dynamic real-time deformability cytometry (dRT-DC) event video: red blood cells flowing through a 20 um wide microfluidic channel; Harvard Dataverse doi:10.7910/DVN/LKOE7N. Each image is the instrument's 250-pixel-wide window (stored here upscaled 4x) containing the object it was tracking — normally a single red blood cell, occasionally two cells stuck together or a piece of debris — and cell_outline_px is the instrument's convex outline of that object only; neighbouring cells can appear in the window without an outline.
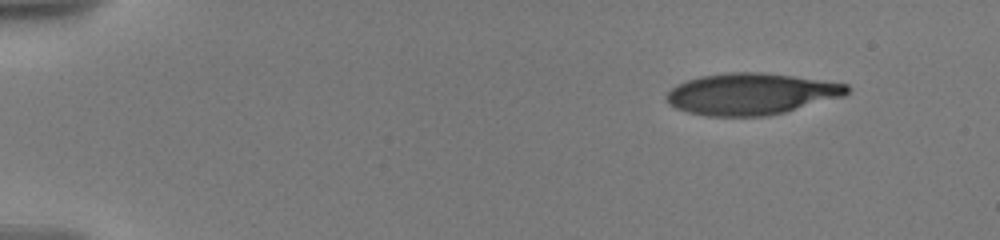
{"species": "human", "species_latin": "Homo sapiens", "temperature_condition": "warm", "stored_images_in_passage": 82, "camera_frame_rate_fps": 3000, "um_per_image_px": 0.085, "donor": {"sex": "male"}, "frame": {"image": 1, "passage_image": 1, "time_ms": 0.0, "image_size_px": [1000, 240], "cell_outline_px": [[848, 92], [844, 96], [784, 112], [768, 116], [708, 116], [688, 112], [676, 108], [668, 104], [664, 100], [664, 96], [676, 84], [684, 80], [700, 76], [728, 72], [760, 72], [792, 76], [848, 84]], "centroid_in_image_um": [63.78, 7.98], "position_along_channel_um": 21.2, "area_um2": 43.7}}
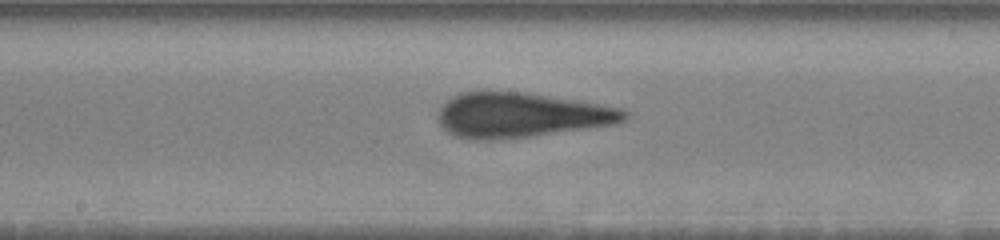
{"frame": {"image": 2, "passage_image": 46, "time_ms": 8.333, "image_size_px": [1000, 240], "cell_outline_px": [[628, 116], [624, 120], [616, 124], [528, 136], [476, 140], [472, 140], [452, 136], [436, 120], [436, 112], [452, 96], [460, 92], [484, 88], [528, 92], [624, 108], [628, 112]], "centroid_in_image_um": [44.21, 9.73], "position_along_channel_um": 204.0, "area_um2": 49.53}}
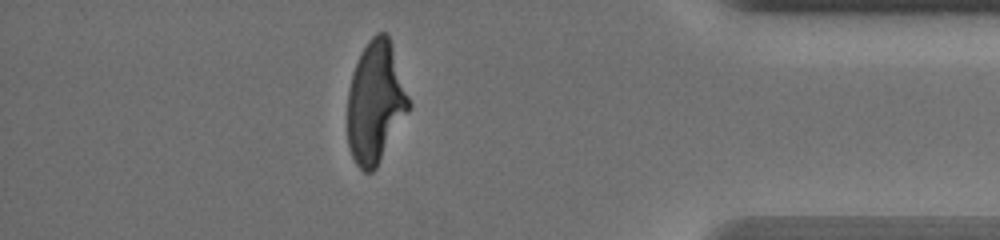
{"frame": {"image": 3, "passage_image": 80, "time_ms": 14.667, "image_size_px": [1000, 240], "cell_outline_px": [[412, 104], [408, 112], [376, 168], [372, 172], [364, 172], [356, 164], [352, 156], [348, 144], [348, 88], [352, 72], [360, 52], [368, 40], [376, 32], [388, 32]], "centroid_in_image_um": [31.92, 8.66], "position_along_channel_um": 403.3, "area_um2": 43.81}, "authors_computed_cell_mechanics": {"area_um2": 46.5001, "velocity_mm_per_s": 3.5929, "shape_relaxation_time_tau1_ms": 8.3492, "shape_relaxation_time_tau2_ms": 1.4863, "deformation_change_tau1": 0.3198, "deformation_change_tau2": 0.1135}}